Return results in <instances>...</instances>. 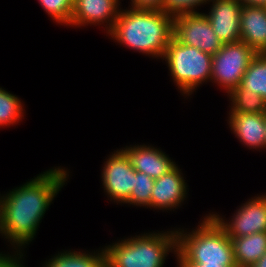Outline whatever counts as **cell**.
<instances>
[{"label": "cell", "mask_w": 266, "mask_h": 267, "mask_svg": "<svg viewBox=\"0 0 266 267\" xmlns=\"http://www.w3.org/2000/svg\"><path fill=\"white\" fill-rule=\"evenodd\" d=\"M68 176L65 168L55 167L0 196V234L14 249L22 251V245L34 239L46 210Z\"/></svg>", "instance_id": "obj_1"}, {"label": "cell", "mask_w": 266, "mask_h": 267, "mask_svg": "<svg viewBox=\"0 0 266 267\" xmlns=\"http://www.w3.org/2000/svg\"><path fill=\"white\" fill-rule=\"evenodd\" d=\"M121 9L107 34L125 47L162 59L173 37L174 17L160 10Z\"/></svg>", "instance_id": "obj_2"}, {"label": "cell", "mask_w": 266, "mask_h": 267, "mask_svg": "<svg viewBox=\"0 0 266 267\" xmlns=\"http://www.w3.org/2000/svg\"><path fill=\"white\" fill-rule=\"evenodd\" d=\"M208 215L192 232L176 229L177 262L237 267L230 237L210 213Z\"/></svg>", "instance_id": "obj_3"}, {"label": "cell", "mask_w": 266, "mask_h": 267, "mask_svg": "<svg viewBox=\"0 0 266 267\" xmlns=\"http://www.w3.org/2000/svg\"><path fill=\"white\" fill-rule=\"evenodd\" d=\"M107 267H163L169 252L177 254L176 230L146 233L105 246Z\"/></svg>", "instance_id": "obj_4"}, {"label": "cell", "mask_w": 266, "mask_h": 267, "mask_svg": "<svg viewBox=\"0 0 266 267\" xmlns=\"http://www.w3.org/2000/svg\"><path fill=\"white\" fill-rule=\"evenodd\" d=\"M182 95L190 96L200 84L211 79L212 55L196 47L184 45L174 37L162 58Z\"/></svg>", "instance_id": "obj_5"}, {"label": "cell", "mask_w": 266, "mask_h": 267, "mask_svg": "<svg viewBox=\"0 0 266 267\" xmlns=\"http://www.w3.org/2000/svg\"><path fill=\"white\" fill-rule=\"evenodd\" d=\"M257 52L245 42L224 43L212 56L211 79L229 94L240 86L242 77Z\"/></svg>", "instance_id": "obj_6"}, {"label": "cell", "mask_w": 266, "mask_h": 267, "mask_svg": "<svg viewBox=\"0 0 266 267\" xmlns=\"http://www.w3.org/2000/svg\"><path fill=\"white\" fill-rule=\"evenodd\" d=\"M173 37L184 45L196 47L210 55L216 54L223 42L212 30L205 13L192 12L174 17Z\"/></svg>", "instance_id": "obj_7"}, {"label": "cell", "mask_w": 266, "mask_h": 267, "mask_svg": "<svg viewBox=\"0 0 266 267\" xmlns=\"http://www.w3.org/2000/svg\"><path fill=\"white\" fill-rule=\"evenodd\" d=\"M104 163L101 173L104 191L111 201L126 204L134 188L136 177L130 158L122 149H118Z\"/></svg>", "instance_id": "obj_8"}, {"label": "cell", "mask_w": 266, "mask_h": 267, "mask_svg": "<svg viewBox=\"0 0 266 267\" xmlns=\"http://www.w3.org/2000/svg\"><path fill=\"white\" fill-rule=\"evenodd\" d=\"M230 238L266 232V195L255 196L237 209L230 222L219 214H210Z\"/></svg>", "instance_id": "obj_9"}, {"label": "cell", "mask_w": 266, "mask_h": 267, "mask_svg": "<svg viewBox=\"0 0 266 267\" xmlns=\"http://www.w3.org/2000/svg\"><path fill=\"white\" fill-rule=\"evenodd\" d=\"M119 3L120 0H74L69 26L81 27L86 24L106 23L105 28L108 33L118 18Z\"/></svg>", "instance_id": "obj_10"}, {"label": "cell", "mask_w": 266, "mask_h": 267, "mask_svg": "<svg viewBox=\"0 0 266 267\" xmlns=\"http://www.w3.org/2000/svg\"><path fill=\"white\" fill-rule=\"evenodd\" d=\"M210 12L205 13L212 30L223 43L240 41V13L242 4L238 0H211Z\"/></svg>", "instance_id": "obj_11"}, {"label": "cell", "mask_w": 266, "mask_h": 267, "mask_svg": "<svg viewBox=\"0 0 266 267\" xmlns=\"http://www.w3.org/2000/svg\"><path fill=\"white\" fill-rule=\"evenodd\" d=\"M187 184L181 170L175 165L163 176L155 179L150 200V208L172 210L187 198Z\"/></svg>", "instance_id": "obj_12"}, {"label": "cell", "mask_w": 266, "mask_h": 267, "mask_svg": "<svg viewBox=\"0 0 266 267\" xmlns=\"http://www.w3.org/2000/svg\"><path fill=\"white\" fill-rule=\"evenodd\" d=\"M228 123L235 136L250 149L266 148V113L229 111Z\"/></svg>", "instance_id": "obj_13"}, {"label": "cell", "mask_w": 266, "mask_h": 267, "mask_svg": "<svg viewBox=\"0 0 266 267\" xmlns=\"http://www.w3.org/2000/svg\"><path fill=\"white\" fill-rule=\"evenodd\" d=\"M130 158L135 171L145 173L154 180L170 171L176 163L160 149L149 145H132L122 149Z\"/></svg>", "instance_id": "obj_14"}, {"label": "cell", "mask_w": 266, "mask_h": 267, "mask_svg": "<svg viewBox=\"0 0 266 267\" xmlns=\"http://www.w3.org/2000/svg\"><path fill=\"white\" fill-rule=\"evenodd\" d=\"M240 41L257 53H266V7L243 5L240 13Z\"/></svg>", "instance_id": "obj_15"}, {"label": "cell", "mask_w": 266, "mask_h": 267, "mask_svg": "<svg viewBox=\"0 0 266 267\" xmlns=\"http://www.w3.org/2000/svg\"><path fill=\"white\" fill-rule=\"evenodd\" d=\"M230 239L237 267H251L266 252V232Z\"/></svg>", "instance_id": "obj_16"}, {"label": "cell", "mask_w": 266, "mask_h": 267, "mask_svg": "<svg viewBox=\"0 0 266 267\" xmlns=\"http://www.w3.org/2000/svg\"><path fill=\"white\" fill-rule=\"evenodd\" d=\"M43 267H107L105 248L97 253L64 251L45 262Z\"/></svg>", "instance_id": "obj_17"}, {"label": "cell", "mask_w": 266, "mask_h": 267, "mask_svg": "<svg viewBox=\"0 0 266 267\" xmlns=\"http://www.w3.org/2000/svg\"><path fill=\"white\" fill-rule=\"evenodd\" d=\"M240 87L252 91L266 101V53H258L244 73Z\"/></svg>", "instance_id": "obj_18"}, {"label": "cell", "mask_w": 266, "mask_h": 267, "mask_svg": "<svg viewBox=\"0 0 266 267\" xmlns=\"http://www.w3.org/2000/svg\"><path fill=\"white\" fill-rule=\"evenodd\" d=\"M228 95L232 101L231 112L266 113V101L255 92L245 91L238 86Z\"/></svg>", "instance_id": "obj_19"}, {"label": "cell", "mask_w": 266, "mask_h": 267, "mask_svg": "<svg viewBox=\"0 0 266 267\" xmlns=\"http://www.w3.org/2000/svg\"><path fill=\"white\" fill-rule=\"evenodd\" d=\"M21 100L0 87V127L18 123L24 115Z\"/></svg>", "instance_id": "obj_20"}, {"label": "cell", "mask_w": 266, "mask_h": 267, "mask_svg": "<svg viewBox=\"0 0 266 267\" xmlns=\"http://www.w3.org/2000/svg\"><path fill=\"white\" fill-rule=\"evenodd\" d=\"M155 180L145 173L136 171L134 178V188L131 191L126 204L145 206L150 208V200Z\"/></svg>", "instance_id": "obj_21"}, {"label": "cell", "mask_w": 266, "mask_h": 267, "mask_svg": "<svg viewBox=\"0 0 266 267\" xmlns=\"http://www.w3.org/2000/svg\"><path fill=\"white\" fill-rule=\"evenodd\" d=\"M46 13L58 24L70 25L74 0H38Z\"/></svg>", "instance_id": "obj_22"}, {"label": "cell", "mask_w": 266, "mask_h": 267, "mask_svg": "<svg viewBox=\"0 0 266 267\" xmlns=\"http://www.w3.org/2000/svg\"><path fill=\"white\" fill-rule=\"evenodd\" d=\"M211 0H163V11L173 17L180 14L197 12V6H201Z\"/></svg>", "instance_id": "obj_23"}, {"label": "cell", "mask_w": 266, "mask_h": 267, "mask_svg": "<svg viewBox=\"0 0 266 267\" xmlns=\"http://www.w3.org/2000/svg\"><path fill=\"white\" fill-rule=\"evenodd\" d=\"M131 8L163 11V0H131Z\"/></svg>", "instance_id": "obj_24"}, {"label": "cell", "mask_w": 266, "mask_h": 267, "mask_svg": "<svg viewBox=\"0 0 266 267\" xmlns=\"http://www.w3.org/2000/svg\"><path fill=\"white\" fill-rule=\"evenodd\" d=\"M15 255L11 256L8 254H1L0 253V267H24L23 264H21L20 259L23 257L22 251H15ZM19 255V256H18Z\"/></svg>", "instance_id": "obj_25"}, {"label": "cell", "mask_w": 266, "mask_h": 267, "mask_svg": "<svg viewBox=\"0 0 266 267\" xmlns=\"http://www.w3.org/2000/svg\"><path fill=\"white\" fill-rule=\"evenodd\" d=\"M178 267H225L223 265H213L207 263H178Z\"/></svg>", "instance_id": "obj_26"}, {"label": "cell", "mask_w": 266, "mask_h": 267, "mask_svg": "<svg viewBox=\"0 0 266 267\" xmlns=\"http://www.w3.org/2000/svg\"><path fill=\"white\" fill-rule=\"evenodd\" d=\"M242 5H262L266 7V0H238Z\"/></svg>", "instance_id": "obj_27"}, {"label": "cell", "mask_w": 266, "mask_h": 267, "mask_svg": "<svg viewBox=\"0 0 266 267\" xmlns=\"http://www.w3.org/2000/svg\"><path fill=\"white\" fill-rule=\"evenodd\" d=\"M251 267H266V252Z\"/></svg>", "instance_id": "obj_28"}]
</instances>
